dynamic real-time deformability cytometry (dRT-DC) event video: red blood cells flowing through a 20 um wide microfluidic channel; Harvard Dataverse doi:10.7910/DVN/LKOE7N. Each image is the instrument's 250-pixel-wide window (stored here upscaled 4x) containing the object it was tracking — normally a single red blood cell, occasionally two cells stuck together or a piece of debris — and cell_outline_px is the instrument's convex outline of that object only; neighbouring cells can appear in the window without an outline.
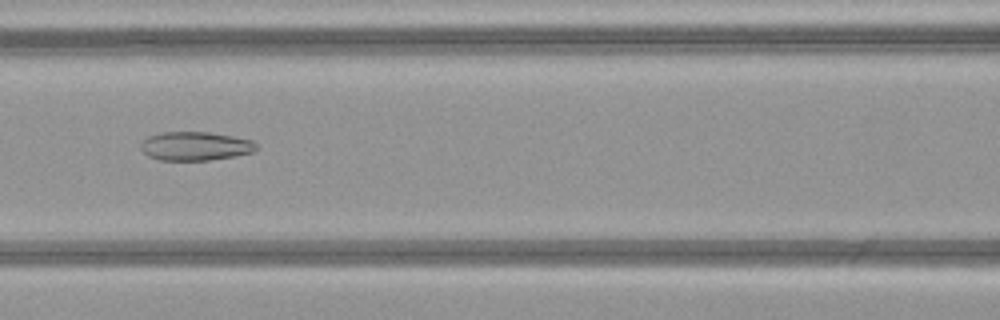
{"species": "common noctule bat (a hibernating species)", "species_latin": "Nyctalus noctula", "temperature_condition": "warm", "stored_images_in_passage": 50, "camera_frame_rate_fps": 3000, "um_per_image_px": 0.085, "animal": {"sex": "female", "body_mass_g": 21.9}, "frame": {"image": 1, "passage_image": 23, "time_ms": 7.333, "image_size_px": [1000, 320], "cell_outline_px": [[256, 148], [252, 152], [236, 156], [208, 160], [160, 160], [148, 156], [140, 148], [140, 144], [148, 136], [160, 132], [208, 132], [232, 136], [252, 140], [256, 144]], "centroid_in_image_um": [16.57, 12.42], "position_along_channel_um": 150.0, "area_um2": 19.31}}
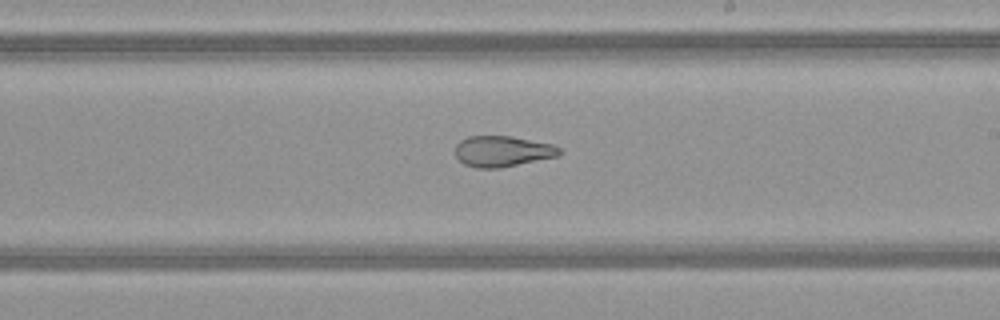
{"frame": {"image": 2, "passage_image": 30, "time_ms": 9.667, "image_size_px": [1000, 320], "cell_outline_px": [[564, 152], [560, 156], [500, 168], [476, 168], [464, 164], [456, 156], [456, 144], [460, 140], [468, 136], [512, 136], [552, 144], [560, 148]], "centroid_in_image_um": [42.74, 12.86], "position_along_channel_um": 246.3, "area_um2": 18.9}}
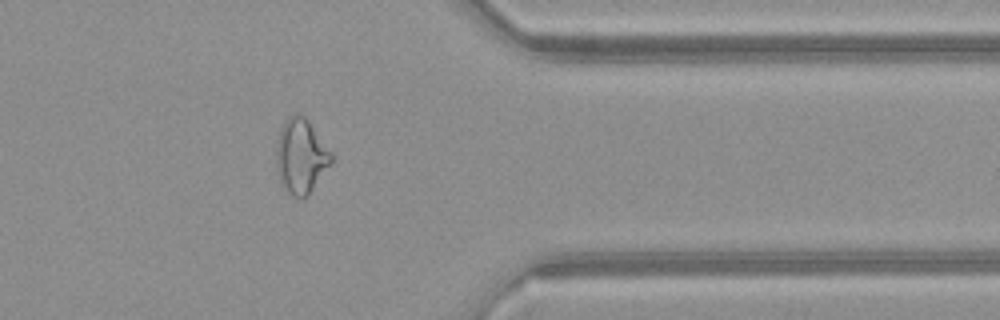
{"frame": {"image": 3, "passage_image": 41, "time_ms": 13.333, "image_size_px": [1000, 320], "cell_outline_px": [[332, 164], [308, 196], [300, 200], [292, 196], [280, 184], [276, 168], [276, 140], [280, 128], [288, 116], [296, 112], [300, 112], [308, 120], [332, 152]], "centroid_in_image_um": [25.57, 13.29], "position_along_channel_um": 385.8, "area_um2": 24.62}, "authors_computed_cell_mechanics": {"area_um2": 25.5476, "velocity_mm_per_s": 4.1476, "shape_relaxation_time_tau1_ms": null, "shape_relaxation_time_tau2_ms": 2.4727, "deformation_change_tau1": null, "deformation_change_tau2": 0.0965}}